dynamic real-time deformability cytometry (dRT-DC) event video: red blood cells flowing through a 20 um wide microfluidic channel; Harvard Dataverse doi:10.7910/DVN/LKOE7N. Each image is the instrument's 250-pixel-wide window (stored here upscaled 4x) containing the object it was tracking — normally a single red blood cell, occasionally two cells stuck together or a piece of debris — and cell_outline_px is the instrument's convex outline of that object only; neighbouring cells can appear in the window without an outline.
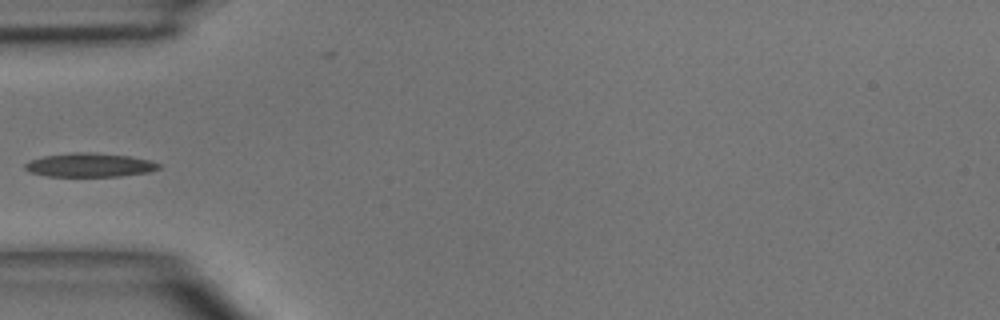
{"species": "common noctule bat (a hibernating species)", "species_latin": "Nyctalus noctula", "temperature_condition": "room temperature", "stored_images_in_passage": 4, "camera_frame_rate_fps": 3000, "um_per_image_px": 0.085, "animal": {"sex": "male", "body_mass_g": 15.6}, "frame": {"image": 1, "passage_image": 3, "time_ms": 2.333, "image_size_px": [1000, 320], "cell_outline_px": [[160, 168], [148, 172], [120, 176], [48, 176], [28, 172], [24, 168], [24, 164], [28, 160], [44, 156], [72, 152], [92, 152], [132, 156], [148, 160], [160, 164]], "centroid_in_image_um": [7.58, 14.02], "position_along_channel_um": 77.4, "area_um2": 18.67}}